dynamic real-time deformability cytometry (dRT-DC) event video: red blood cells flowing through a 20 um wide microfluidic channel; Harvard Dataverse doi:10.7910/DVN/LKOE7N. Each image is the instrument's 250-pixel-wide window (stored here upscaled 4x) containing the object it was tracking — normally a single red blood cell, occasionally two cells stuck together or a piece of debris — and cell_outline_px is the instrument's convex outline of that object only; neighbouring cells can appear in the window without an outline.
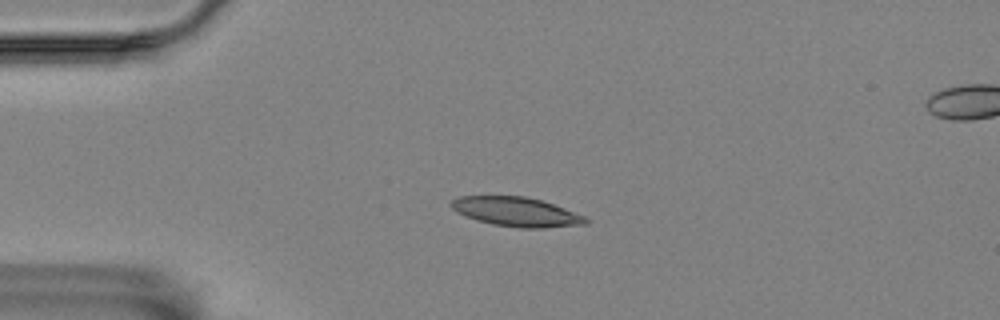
{"species": "Egyptian fruit bat (a non-hibernating species)", "species_latin": "Rousettus aegyptiacus", "temperature_condition": "room temperature", "stored_images_in_passage": 3, "camera_frame_rate_fps": 3000, "um_per_image_px": 0.085, "animal": {"sex": "female"}, "frame": {"image": 1, "passage_image": 1, "time_ms": 0.0, "image_size_px": [1000, 320], "cell_outline_px": [[588, 224], [544, 228], [520, 228], [492, 224], [476, 220], [456, 212], [448, 204], [452, 200], [460, 196], [524, 196], [540, 200], [564, 208], [584, 216], [588, 220]], "centroid_in_image_um": [43.86, 18.01], "position_along_channel_um": 41.1, "area_um2": 22.89}}
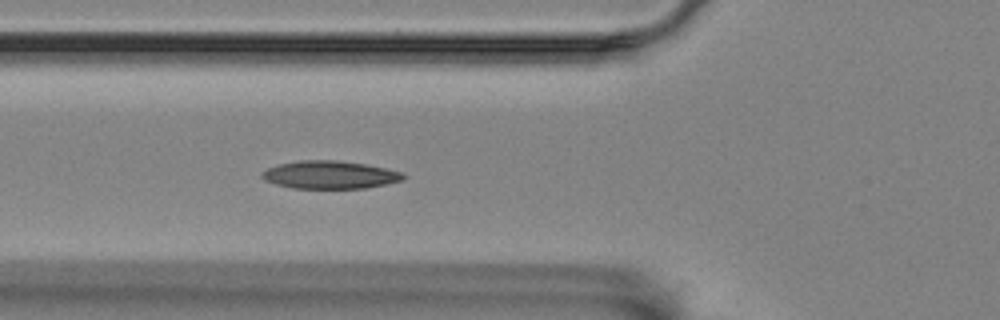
{"frame": {"image": 2, "passage_image": 3, "time_ms": 0.667, "image_size_px": [1000, 320], "cell_outline_px": [[408, 176], [404, 180], [364, 188], [292, 188], [276, 184], [264, 180], [260, 176], [260, 172], [268, 168], [280, 164], [300, 160], [336, 160], [364, 164], [384, 168], [400, 172]], "centroid_in_image_um": [28.01, 14.86], "position_along_channel_um": 97.8, "area_um2": 22.83}}